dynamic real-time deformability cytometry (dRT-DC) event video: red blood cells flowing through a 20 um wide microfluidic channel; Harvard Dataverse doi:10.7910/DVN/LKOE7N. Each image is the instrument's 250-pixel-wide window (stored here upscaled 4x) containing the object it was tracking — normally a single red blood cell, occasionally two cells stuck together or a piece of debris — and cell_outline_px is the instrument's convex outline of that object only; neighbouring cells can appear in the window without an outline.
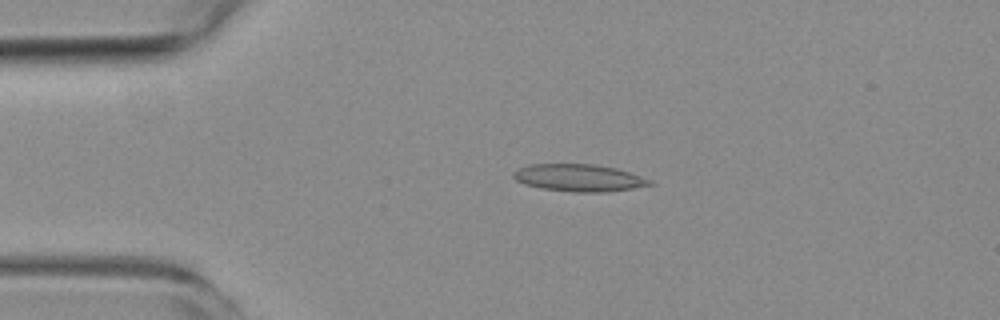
{"species": "common noctule bat (a hibernating species)", "species_latin": "Nyctalus noctula", "temperature_condition": "room temperature", "stored_images_in_passage": 5, "camera_frame_rate_fps": 3000, "um_per_image_px": 0.085, "animal": {"sex": "female", "body_mass_g": 19.3, "forearm_length_mm": 54.1}, "frame": {"image": 1, "passage_image": 4, "time_ms": 3.667, "image_size_px": [1000, 320], "cell_outline_px": [[656, 184], [632, 188], [604, 192], [572, 192], [540, 188], [524, 184], [516, 180], [512, 176], [512, 172], [516, 168], [528, 164], [592, 164], [616, 168], [652, 180]], "centroid_in_image_um": [49.16, 15.11], "position_along_channel_um": 35.8, "area_um2": 21.73}}